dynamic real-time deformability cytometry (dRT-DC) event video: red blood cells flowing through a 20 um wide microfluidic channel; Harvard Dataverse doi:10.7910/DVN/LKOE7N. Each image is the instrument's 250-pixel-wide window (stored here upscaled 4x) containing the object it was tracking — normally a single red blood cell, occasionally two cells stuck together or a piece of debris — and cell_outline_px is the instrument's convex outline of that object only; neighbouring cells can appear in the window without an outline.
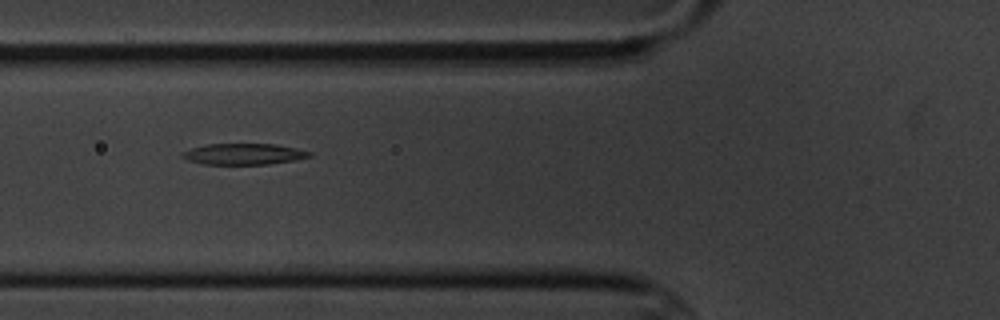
{"species": "common noctule bat (a hibernating species)", "species_latin": "Nyctalus noctula", "temperature_condition": "cold", "stored_images_in_passage": 11, "camera_frame_rate_fps": 3000, "um_per_image_px": 0.085, "animal": {"sex": "male", "body_mass_g": 20.1, "forearm_length_mm": 53.5}, "frame": {"image": 1, "passage_image": 2, "time_ms": 1.0, "image_size_px": [1000, 320], "cell_outline_px": [[312, 156], [296, 160], [268, 164], [204, 164], [188, 160], [180, 156], [180, 152], [204, 144], [276, 144], [296, 148], [312, 152]], "centroid_in_image_um": [20.71, 13.09], "position_along_channel_um": 105.1, "area_um2": 15.72}}
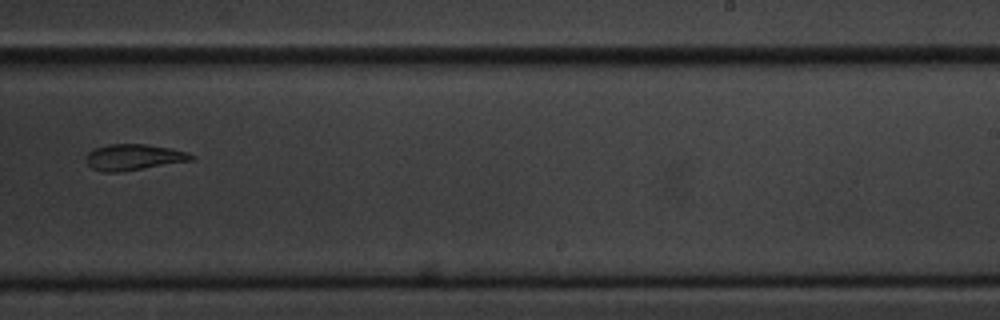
{"frame": {"image": 2, "passage_image": 6, "time_ms": 6.0, "image_size_px": [1000, 320], "cell_outline_px": [[196, 156], [192, 160], [120, 172], [104, 172], [92, 168], [88, 164], [88, 152], [96, 148], [108, 144], [148, 144], [172, 148], [188, 152]], "centroid_in_image_um": [11.4, 13.35], "position_along_channel_um": 277.6, "area_um2": 15.84}}
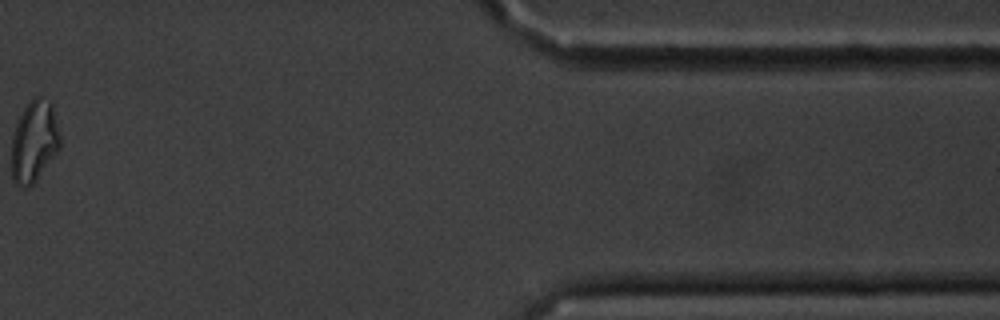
{"frame": {"image": 3, "passage_image": 10, "time_ms": 11.333, "image_size_px": [1000, 320], "cell_outline_px": [[60, 148], [36, 180], [32, 184], [16, 184], [12, 180], [12, 136], [16, 124], [24, 108], [36, 96], [40, 96], [52, 104], [60, 136]], "centroid_in_image_um": [2.91, 12.0], "position_along_channel_um": 408.5, "area_um2": 22.54}, "authors_computed_cell_mechanics": {"area_um2": 16.3574, "velocity_mm_per_s": 3.4546, "shape_relaxation_time_tau1_ms": 6.437, "shape_relaxation_time_tau2_ms": 2.1975, "deformation_change_tau1": 0.195, "deformation_change_tau2": 0.0959}}